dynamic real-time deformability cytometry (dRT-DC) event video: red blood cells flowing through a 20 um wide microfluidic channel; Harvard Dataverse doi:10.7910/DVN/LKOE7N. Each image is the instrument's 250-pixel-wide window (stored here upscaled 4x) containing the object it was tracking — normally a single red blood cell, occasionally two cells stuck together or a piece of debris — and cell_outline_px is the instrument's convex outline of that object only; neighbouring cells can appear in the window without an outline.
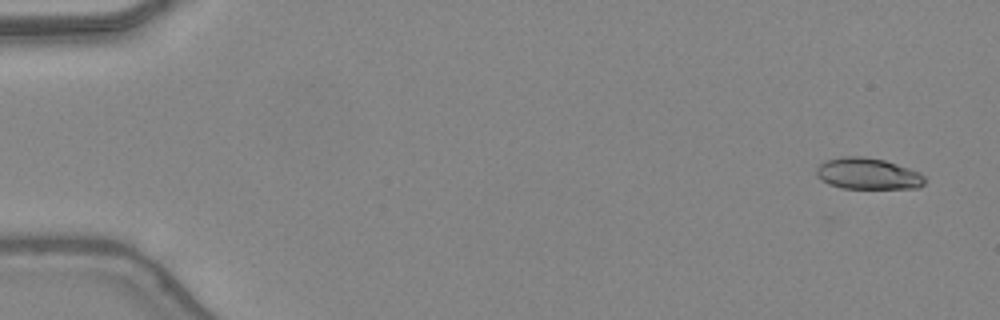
{"species": "common noctule bat (a hibernating species)", "species_latin": "Nyctalus noctula", "temperature_condition": "warm", "stored_images_in_passage": 9, "camera_frame_rate_fps": 3000, "um_per_image_px": 0.085, "animal": {"sex": "female", "body_mass_g": 24.6, "forearm_length_mm": 56.2}, "frame": {"image": 1, "passage_image": 1, "time_ms": 0.0, "image_size_px": [1000, 320], "cell_outline_px": [[924, 184], [920, 188], [840, 188], [828, 184], [820, 180], [816, 176], [816, 168], [820, 164], [828, 160], [840, 156], [864, 156], [884, 160], [920, 172], [924, 176]], "centroid_in_image_um": [73.74, 14.77], "position_along_channel_um": 11.3, "area_um2": 19.88}}